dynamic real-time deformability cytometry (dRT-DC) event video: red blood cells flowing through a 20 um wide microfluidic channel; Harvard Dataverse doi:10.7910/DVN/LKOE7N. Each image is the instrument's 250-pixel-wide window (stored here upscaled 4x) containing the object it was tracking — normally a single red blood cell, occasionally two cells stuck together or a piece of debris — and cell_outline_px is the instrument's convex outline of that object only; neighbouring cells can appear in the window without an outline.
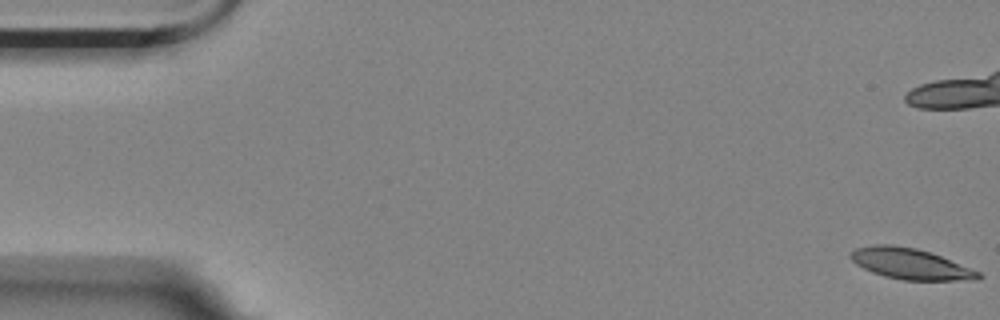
{"species": "Egyptian fruit bat (a non-hibernating species)", "species_latin": "Rousettus aegyptiacus", "temperature_condition": "room temperature", "stored_images_in_passage": 4, "camera_frame_rate_fps": 3000, "um_per_image_px": 0.085, "animal": {"sex": "female"}, "frame": {"image": 1, "passage_image": 1, "time_ms": 0.0, "image_size_px": [1000, 320], "cell_outline_px": [[984, 276], [976, 280], [904, 280], [884, 276], [872, 272], [856, 264], [852, 260], [852, 252], [856, 248], [872, 244], [892, 244], [916, 248], [940, 256], [980, 272]], "centroid_in_image_um": [77.39, 22.43], "position_along_channel_um": 7.6, "area_um2": 22.72}}